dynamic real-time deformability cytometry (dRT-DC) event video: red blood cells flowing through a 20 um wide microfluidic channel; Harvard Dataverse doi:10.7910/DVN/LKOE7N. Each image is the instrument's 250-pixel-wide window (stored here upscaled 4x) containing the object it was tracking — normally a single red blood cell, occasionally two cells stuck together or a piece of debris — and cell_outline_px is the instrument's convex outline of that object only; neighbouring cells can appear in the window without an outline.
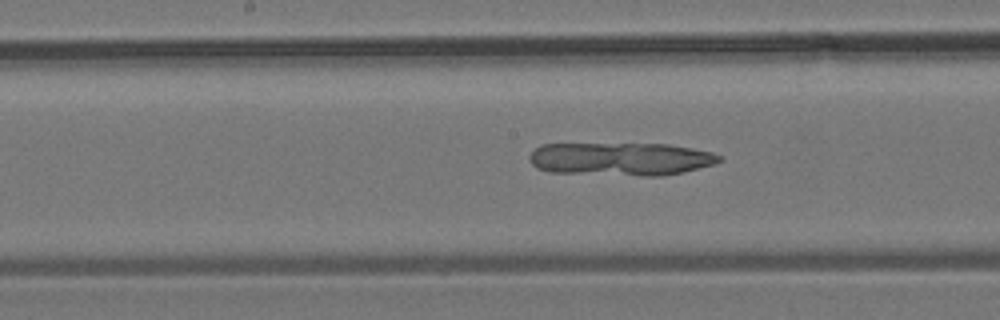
{"species": "common noctule bat (a hibernating species)", "species_latin": "Nyctalus noctula", "temperature_condition": "room temperature", "stored_images_in_passage": 6, "camera_frame_rate_fps": 3000, "um_per_image_px": 0.085, "animal": {"sex": "male", "body_mass_g": 19.2, "forearm_length_mm": 51.8}, "frame": {"image": 1, "passage_image": 6, "time_ms": 5.667, "image_size_px": [1000, 320], "cell_outline_px": [[724, 160], [712, 164], [664, 176], [640, 176], [548, 172], [536, 168], [532, 164], [528, 156], [540, 144], [668, 144], [692, 148], [712, 152], [720, 156]], "centroid_in_image_um": [52.73, 13.52], "position_along_channel_um": 195.5, "area_um2": 36.7}}